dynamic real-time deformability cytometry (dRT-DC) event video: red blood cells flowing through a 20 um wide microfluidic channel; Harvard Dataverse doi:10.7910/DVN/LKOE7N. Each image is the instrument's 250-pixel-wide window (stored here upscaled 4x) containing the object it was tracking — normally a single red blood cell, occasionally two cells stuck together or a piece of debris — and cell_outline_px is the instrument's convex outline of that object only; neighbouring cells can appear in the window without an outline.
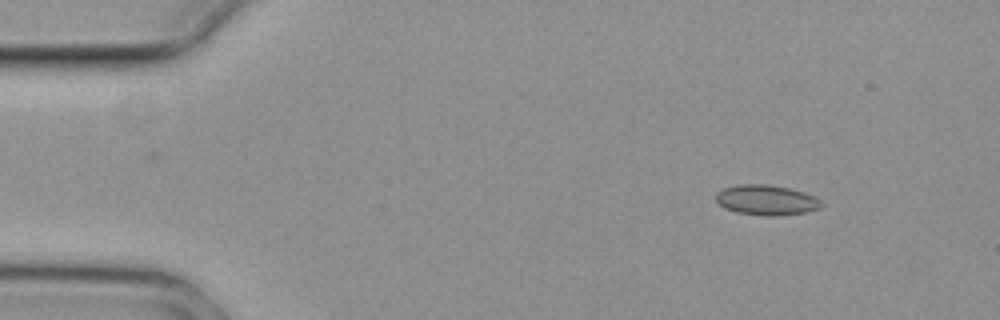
{"species": "common noctule bat (a hibernating species)", "species_latin": "Nyctalus noctula", "temperature_condition": "cold", "stored_images_in_passage": 7, "camera_frame_rate_fps": 3000, "um_per_image_px": 0.085, "animal": {"sex": "female", "body_mass_g": 29.2, "forearm_length_mm": 56.3}, "frame": {"image": 1, "passage_image": 1, "time_ms": 0.0, "image_size_px": [1000, 320], "cell_outline_px": [[824, 204], [820, 208], [808, 212], [776, 216], [768, 216], [736, 212], [720, 204], [716, 200], [716, 192], [724, 188], [740, 184], [768, 184], [788, 188], [804, 192], [820, 200]], "centroid_in_image_um": [65.17, 17.0], "position_along_channel_um": 19.8, "area_um2": 18.44}}
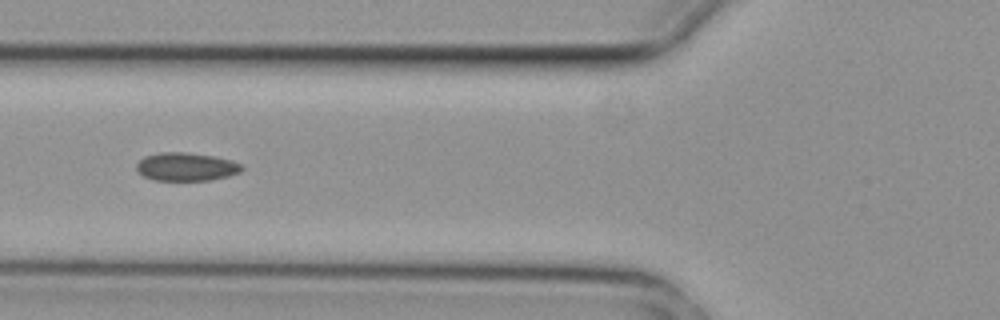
{"frame": {"image": 2, "passage_image": 4, "time_ms": 1.0, "image_size_px": [1000, 320], "cell_outline_px": [[244, 168], [240, 172], [228, 176], [212, 180], [152, 180], [136, 172], [136, 164], [144, 156], [160, 152], [184, 152], [212, 156], [232, 160], [240, 164]], "centroid_in_image_um": [15.8, 14.18], "position_along_channel_um": 110.0, "area_um2": 17.4}}
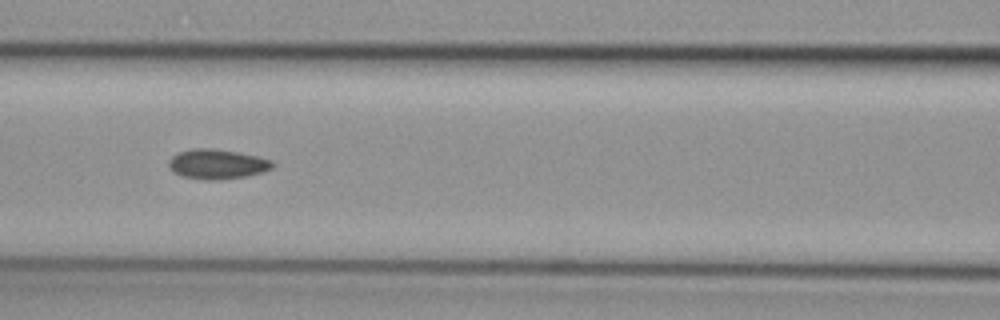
{"frame": {"image": 3, "passage_image": 5, "time_ms": 1.333, "image_size_px": [1000, 320], "cell_outline_px": [[276, 164], [272, 168], [248, 176], [220, 180], [204, 180], [180, 176], [172, 172], [168, 164], [168, 160], [176, 152], [192, 148], [212, 148], [236, 152], [256, 156], [272, 160]], "centroid_in_image_um": [18.41, 13.95], "position_along_channel_um": 148.2, "area_um2": 18.26}}